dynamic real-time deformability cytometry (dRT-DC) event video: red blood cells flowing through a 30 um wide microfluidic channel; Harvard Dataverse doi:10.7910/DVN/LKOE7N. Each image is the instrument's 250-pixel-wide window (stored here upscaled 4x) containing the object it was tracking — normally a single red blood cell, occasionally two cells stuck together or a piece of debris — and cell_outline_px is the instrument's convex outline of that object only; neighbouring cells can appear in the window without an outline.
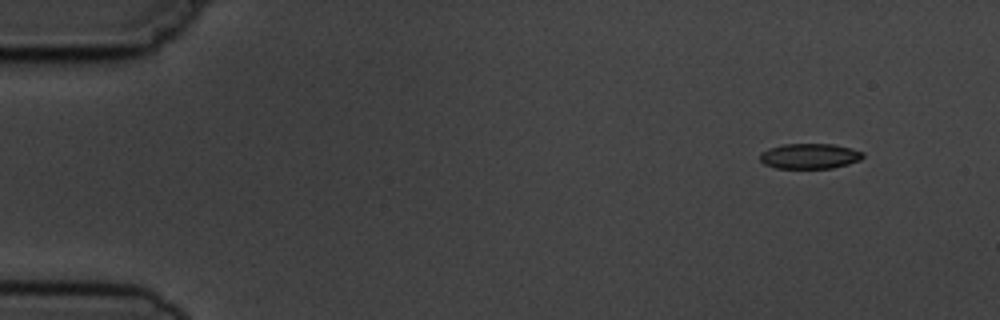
{"species": "common noctule bat (a hibernating species)", "species_latin": "Nyctalus noctula", "temperature_condition": "cold", "stored_images_in_passage": 5, "camera_frame_rate_fps": 3000, "um_per_image_px": 0.085, "animal": {"sex": "male", "body_mass_g": 19.5, "forearm_length_mm": 54.6}, "frame": {"image": 1, "passage_image": 1, "time_ms": 0.0, "image_size_px": [1000, 320], "cell_outline_px": [[864, 156], [860, 160], [848, 164], [832, 168], [776, 168], [764, 164], [760, 160], [760, 152], [768, 148], [784, 144], [832, 144], [852, 148], [864, 152]], "centroid_in_image_um": [68.82, 13.26], "position_along_channel_um": 16.2, "area_um2": 15.26}}
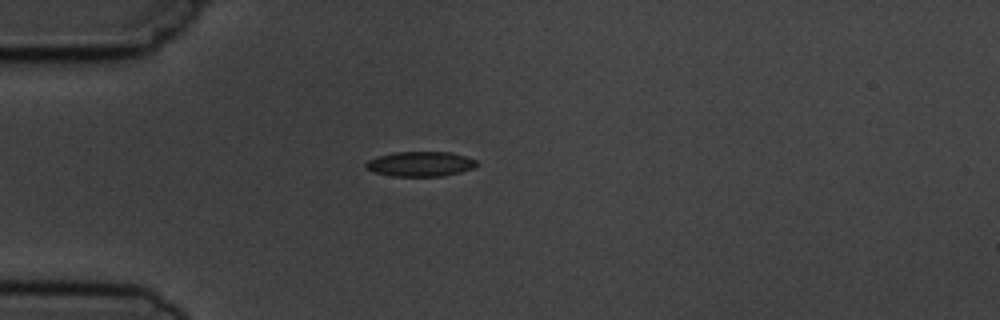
{"frame": {"image": 2, "passage_image": 4, "time_ms": 3.333, "image_size_px": [1000, 320], "cell_outline_px": [[480, 164], [472, 168], [460, 172], [444, 176], [392, 176], [372, 172], [364, 168], [364, 164], [368, 160], [380, 156], [396, 152], [452, 152], [476, 160]], "centroid_in_image_um": [35.72, 13.94], "position_along_channel_um": 49.3, "area_um2": 16.13}}